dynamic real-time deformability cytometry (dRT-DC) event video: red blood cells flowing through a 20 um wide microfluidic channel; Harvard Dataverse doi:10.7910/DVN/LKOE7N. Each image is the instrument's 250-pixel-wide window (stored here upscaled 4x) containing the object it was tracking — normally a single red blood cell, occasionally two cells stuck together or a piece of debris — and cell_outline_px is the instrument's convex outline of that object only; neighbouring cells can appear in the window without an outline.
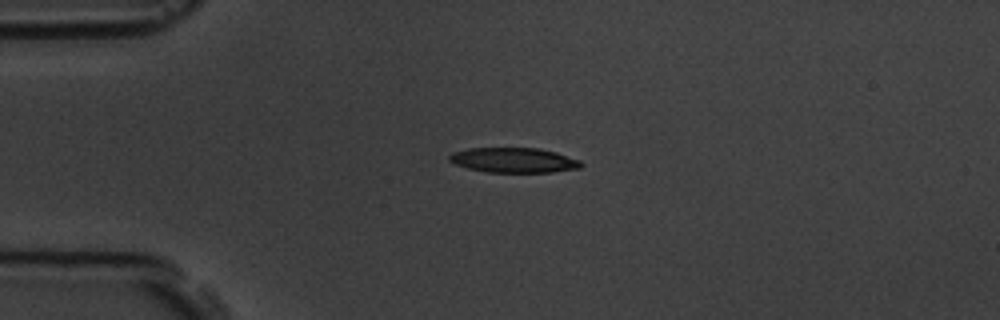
{"species": "common noctule bat (a hibernating species)", "species_latin": "Nyctalus noctula", "temperature_condition": "room temperature", "stored_images_in_passage": 45, "camera_frame_rate_fps": 3000, "um_per_image_px": 0.085, "animal": {"sex": "male", "body_mass_g": 19.5, "forearm_length_mm": 54.6}, "frame": {"image": 1, "passage_image": 1, "time_ms": 0.0, "image_size_px": [1000, 320], "cell_outline_px": [[584, 164], [580, 168], [552, 172], [488, 172], [468, 168], [456, 164], [448, 160], [448, 156], [452, 152], [468, 148], [540, 148], [556, 152], [580, 160]], "centroid_in_image_um": [43.68, 13.61], "position_along_channel_um": 41.3, "area_um2": 19.19}}
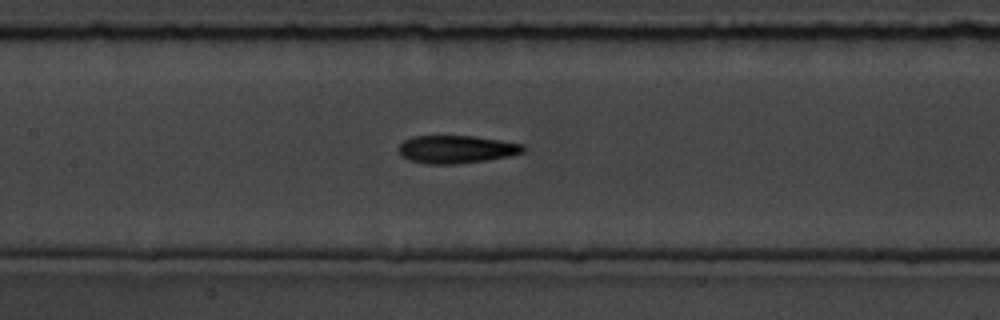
{"frame": {"image": 2, "passage_image": 14, "time_ms": 4.333, "image_size_px": [1000, 320], "cell_outline_px": [[524, 152], [508, 156], [484, 160], [456, 164], [424, 164], [408, 160], [400, 156], [400, 144], [404, 140], [412, 136], [476, 136], [524, 144]], "centroid_in_image_um": [38.76, 12.69], "position_along_channel_um": 168.6, "area_um2": 20.23}}
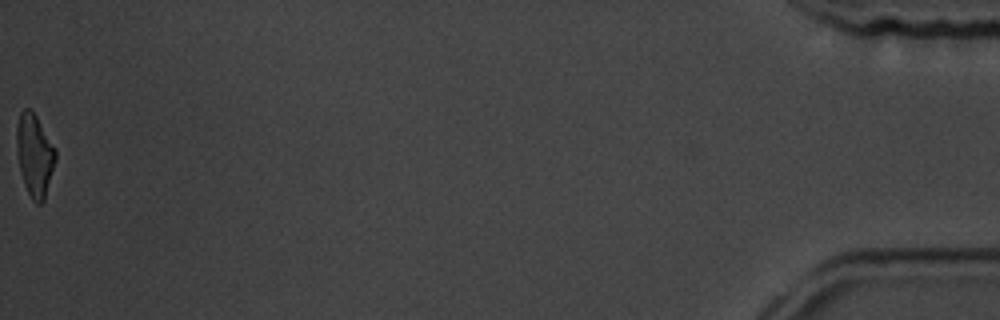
{"frame": {"image": 3, "passage_image": 45, "time_ms": 14.667, "image_size_px": [1000, 320], "cell_outline_px": [[56, 160], [44, 200], [40, 204], [36, 204], [32, 200], [24, 184], [20, 172], [16, 144], [16, 128], [20, 112], [24, 108], [32, 108], [56, 148]], "centroid_in_image_um": [2.94, 13.15], "position_along_channel_um": 432.3, "area_um2": 18.9}, "authors_computed_cell_mechanics": {"area_um2": 19.8832, "velocity_mm_per_s": 3.5402, "shape_relaxation_time_tau1_ms": 3.8525, "shape_relaxation_time_tau2_ms": 1.4021, "deformation_change_tau1": 0.1687, "deformation_change_tau2": 0.0959}}